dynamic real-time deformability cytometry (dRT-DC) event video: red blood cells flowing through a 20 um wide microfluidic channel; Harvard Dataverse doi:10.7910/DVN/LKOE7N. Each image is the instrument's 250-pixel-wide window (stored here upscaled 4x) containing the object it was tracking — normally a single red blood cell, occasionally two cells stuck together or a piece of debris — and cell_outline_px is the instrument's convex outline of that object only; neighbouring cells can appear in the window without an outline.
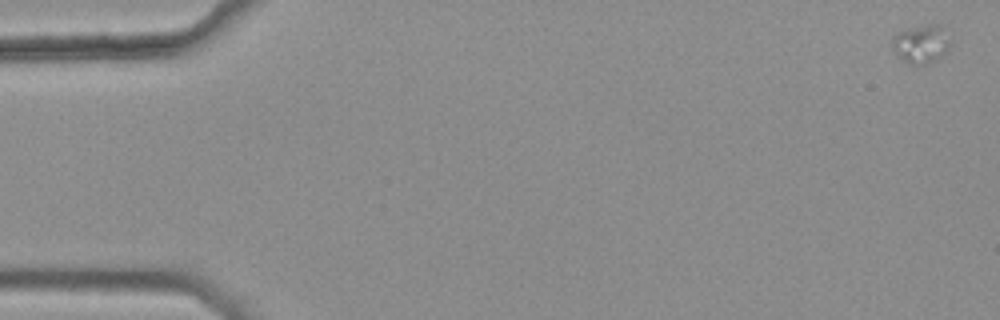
{"species": "common noctule bat (a hibernating species)", "species_latin": "Nyctalus noctula", "temperature_condition": "warm", "stored_images_in_passage": 19, "camera_frame_rate_fps": 3000, "um_per_image_px": 0.085, "animal": {"sex": "female", "body_mass_g": 25.1}, "frame": {"image": 1, "passage_image": 1, "time_ms": 0.0, "image_size_px": [1000, 320], "cell_outline_px": [[952, 40], [948, 48], [936, 60], [924, 64], [908, 64], [892, 48], [892, 36], [896, 32], [928, 24], [940, 24]], "centroid_in_image_um": [78.31, 3.71], "position_along_channel_um": 6.7, "area_um2": 12.89}}